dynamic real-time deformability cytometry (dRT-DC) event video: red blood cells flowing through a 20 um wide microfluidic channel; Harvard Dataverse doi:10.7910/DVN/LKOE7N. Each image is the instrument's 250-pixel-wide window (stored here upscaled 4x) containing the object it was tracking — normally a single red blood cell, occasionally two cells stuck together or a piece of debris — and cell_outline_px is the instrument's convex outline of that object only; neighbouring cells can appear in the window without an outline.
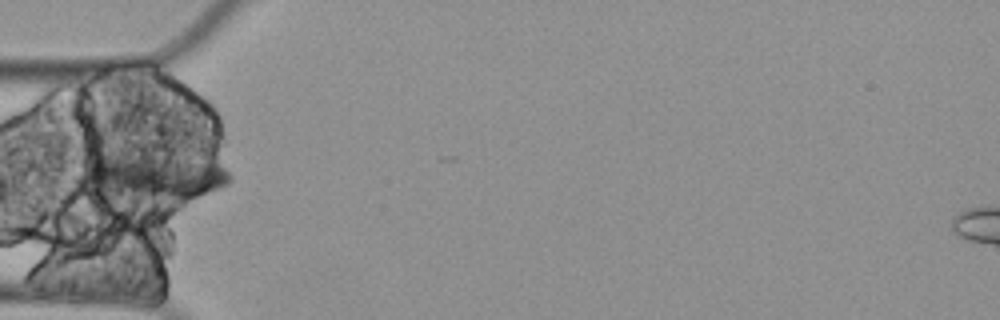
{"species": "Egyptian fruit bat (a non-hibernating species)", "species_latin": "Rousettus aegyptiacus", "temperature_condition": "cold", "stored_images_in_passage": 5, "camera_frame_rate_fps": 3000, "um_per_image_px": 0.085, "animal": {"sex": "female"}, "frame": {"image": 1, "passage_image": 4, "time_ms": 1.0, "image_size_px": [1000, 320], "cell_outline_px": [[232, 180], [228, 184], [196, 196], [184, 200], [176, 200], [96, 196], [80, 172], [80, 164], [92, 160], [172, 148], [216, 164], [224, 168], [232, 176]], "centroid_in_image_um": [13.09, 14.93], "position_along_channel_um": 71.9, "area_um2": 41.44}}